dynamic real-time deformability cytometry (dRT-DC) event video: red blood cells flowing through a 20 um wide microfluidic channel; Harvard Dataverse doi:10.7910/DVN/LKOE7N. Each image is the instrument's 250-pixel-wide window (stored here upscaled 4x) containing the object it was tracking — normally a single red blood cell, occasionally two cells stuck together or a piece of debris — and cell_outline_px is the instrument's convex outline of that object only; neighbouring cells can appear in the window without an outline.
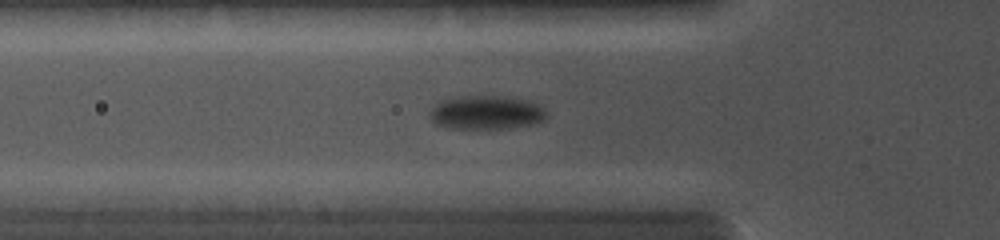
{"species": "common noctule bat (a hibernating species)", "species_latin": "Nyctalus noctula", "temperature_condition": "cold", "stored_images_in_passage": 23, "camera_frame_rate_fps": 5000, "um_per_image_px": 0.085, "animal": {"sex": "female", "body_mass_g": 19.0, "forearm_length_mm": 56.7}, "frame": {"image": 1, "passage_image": 5, "time_ms": 1.6, "image_size_px": [1000, 240], "cell_outline_px": [[548, 116], [544, 120], [532, 124], [512, 128], [452, 128], [436, 124], [428, 116], [432, 108], [440, 100], [460, 96], [492, 96], [532, 100], [544, 108], [548, 112]], "centroid_in_image_um": [41.37, 9.56], "position_along_channel_um": 84.4, "area_um2": 23.06}}
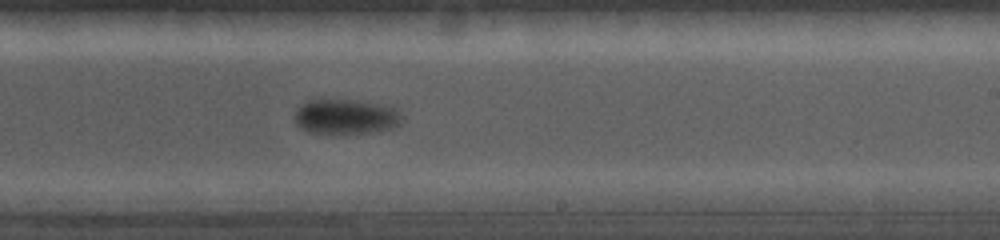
{"frame": {"image": 2, "passage_image": 15, "time_ms": 5.6, "image_size_px": [1000, 240], "cell_outline_px": [[404, 120], [400, 124], [392, 128], [368, 132], [308, 132], [300, 128], [296, 124], [296, 112], [308, 100], [344, 100], [388, 104], [396, 108]], "centroid_in_image_um": [29.46, 9.9], "position_along_channel_um": 259.5, "area_um2": 21.39}}
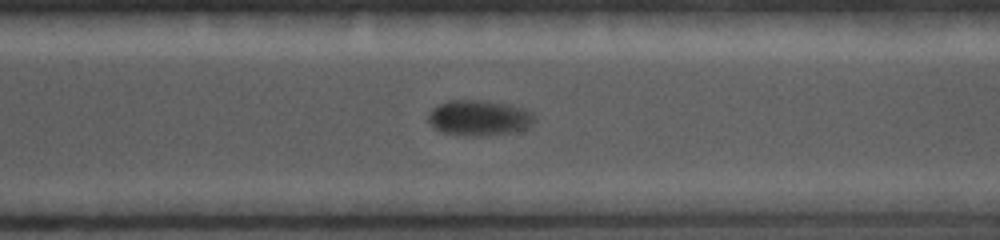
{"frame": {"image": 3, "passage_image": 19, "time_ms": 7.2, "image_size_px": [1000, 240], "cell_outline_px": [[536, 120], [528, 128], [512, 132], [480, 136], [472, 136], [444, 132], [432, 128], [428, 120], [428, 112], [432, 108], [448, 100], [484, 100], [512, 104], [528, 108], [532, 112]], "centroid_in_image_um": [40.76, 10.0], "position_along_channel_um": 329.8, "area_um2": 22.37}}